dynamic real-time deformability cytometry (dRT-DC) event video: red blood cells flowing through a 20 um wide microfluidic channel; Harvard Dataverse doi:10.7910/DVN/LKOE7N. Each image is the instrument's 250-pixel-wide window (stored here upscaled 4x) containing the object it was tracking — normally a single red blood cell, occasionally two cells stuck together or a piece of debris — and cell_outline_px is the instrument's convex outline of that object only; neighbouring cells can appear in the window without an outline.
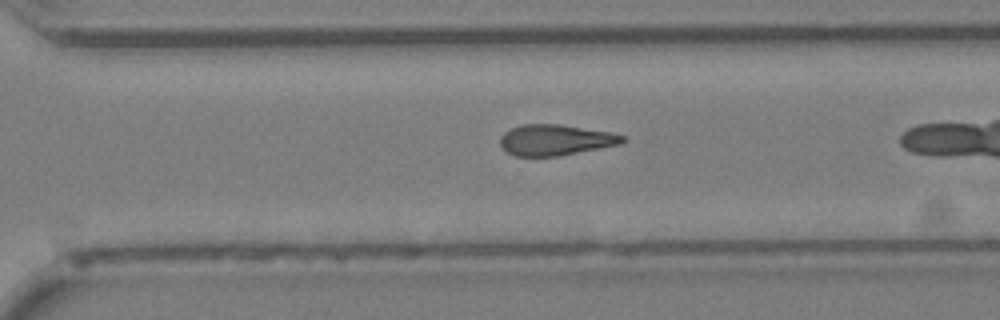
{"species": "Egyptian fruit bat (a non-hibernating species)", "species_latin": "Rousettus aegyptiacus", "temperature_condition": "cold", "stored_images_in_passage": 24, "camera_frame_rate_fps": 3000, "um_per_image_px": 0.085, "animal": {"sex": "female"}, "frame": {"image": 1, "passage_image": 21, "time_ms": 6.667, "image_size_px": [1000, 320], "cell_outline_px": [[628, 140], [620, 144], [600, 148], [556, 156], [512, 156], [500, 144], [500, 136], [504, 132], [512, 128], [524, 124], [560, 124], [612, 132], [624, 136]], "centroid_in_image_um": [47.23, 11.89], "position_along_channel_um": 323.4, "area_um2": 21.96}}